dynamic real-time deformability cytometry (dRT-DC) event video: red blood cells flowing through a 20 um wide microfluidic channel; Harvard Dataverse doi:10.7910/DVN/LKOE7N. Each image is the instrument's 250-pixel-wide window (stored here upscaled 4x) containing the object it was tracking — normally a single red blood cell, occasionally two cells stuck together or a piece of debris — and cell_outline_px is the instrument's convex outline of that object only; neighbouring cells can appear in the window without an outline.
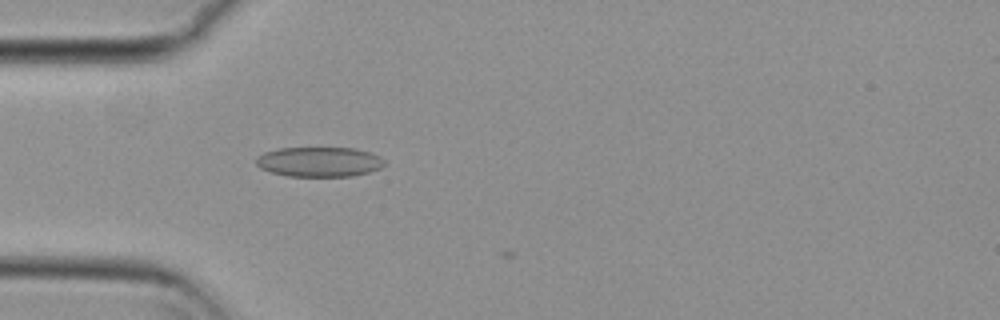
{"species": "common noctule bat (a hibernating species)", "species_latin": "Nyctalus noctula", "temperature_condition": "cold", "stored_images_in_passage": 6, "camera_frame_rate_fps": 3000, "um_per_image_px": 0.085, "animal": {"sex": "female", "body_mass_g": 29.2, "forearm_length_mm": 56.3}, "frame": {"image": 1, "passage_image": 5, "time_ms": 1.333, "image_size_px": [1000, 320], "cell_outline_px": [[384, 164], [380, 168], [368, 172], [352, 176], [288, 176], [272, 172], [260, 168], [256, 164], [256, 156], [264, 152], [280, 148], [356, 148], [380, 156], [384, 160]], "centroid_in_image_um": [27.12, 13.75], "position_along_channel_um": 57.9, "area_um2": 22.25}}